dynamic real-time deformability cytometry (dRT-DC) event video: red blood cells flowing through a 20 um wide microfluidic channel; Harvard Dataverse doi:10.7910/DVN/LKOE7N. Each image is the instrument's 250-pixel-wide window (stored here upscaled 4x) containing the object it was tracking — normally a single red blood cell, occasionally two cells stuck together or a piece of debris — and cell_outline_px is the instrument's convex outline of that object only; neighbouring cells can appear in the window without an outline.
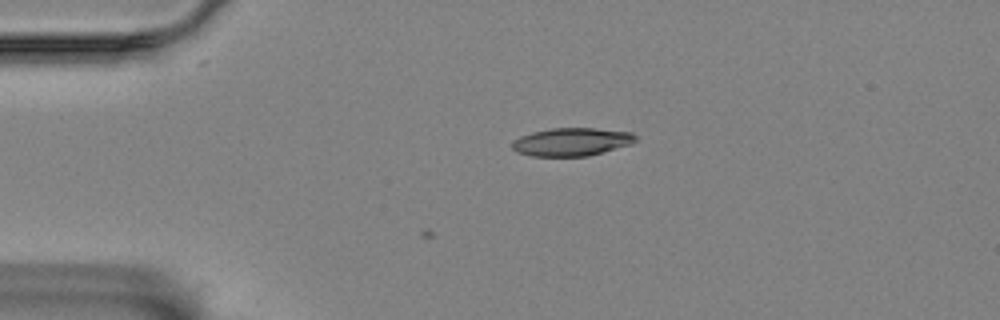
{"species": "Egyptian fruit bat (a non-hibernating species)", "species_latin": "Rousettus aegyptiacus", "temperature_condition": "room temperature", "stored_images_in_passage": 2, "camera_frame_rate_fps": 3000, "um_per_image_px": 0.085, "animal": {"sex": "female"}, "frame": {"image": 1, "passage_image": 2, "time_ms": 0.333, "image_size_px": [1000, 320], "cell_outline_px": [[636, 140], [632, 144], [588, 156], [532, 156], [516, 152], [512, 148], [512, 140], [520, 136], [532, 132], [552, 128], [596, 128], [632, 132], [636, 136]], "centroid_in_image_um": [48.58, 12.05], "position_along_channel_um": 36.4, "area_um2": 20.29}}